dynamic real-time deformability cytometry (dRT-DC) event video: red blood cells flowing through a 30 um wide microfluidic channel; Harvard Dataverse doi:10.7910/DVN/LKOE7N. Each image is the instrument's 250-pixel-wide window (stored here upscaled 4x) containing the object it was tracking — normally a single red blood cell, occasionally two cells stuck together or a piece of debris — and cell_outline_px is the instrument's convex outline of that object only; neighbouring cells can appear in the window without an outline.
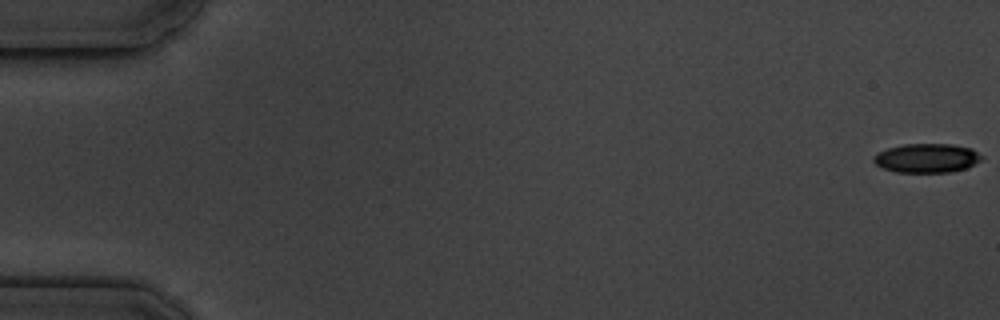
{"species": "common noctule bat (a hibernating species)", "species_latin": "Nyctalus noctula", "temperature_condition": "cold", "stored_images_in_passage": 17, "camera_frame_rate_fps": 3000, "um_per_image_px": 0.085, "animal": {"sex": "male", "body_mass_g": 19.5, "forearm_length_mm": 54.6}, "frame": {"image": 1, "passage_image": 1, "time_ms": 0.0, "image_size_px": [1000, 320], "cell_outline_px": [[984, 156], [980, 160], [968, 168], [952, 172], [896, 172], [884, 168], [876, 164], [872, 160], [872, 156], [876, 152], [888, 148], [904, 144], [952, 144], [972, 148]], "centroid_in_image_um": [78.78, 13.43], "position_along_channel_um": 6.2, "area_um2": 18.5}}
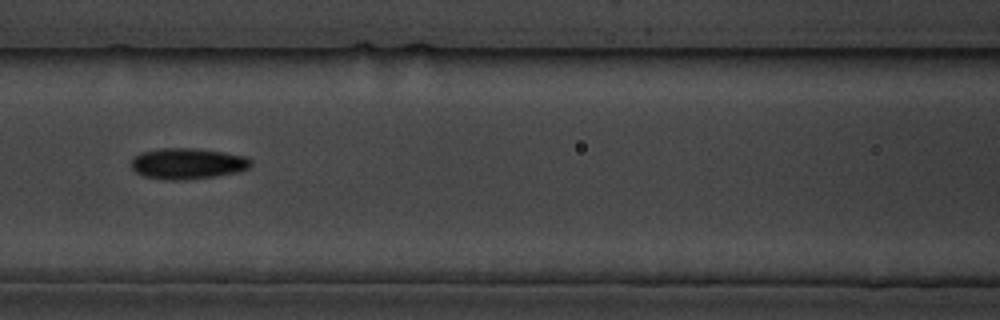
{"frame": {"image": 2, "passage_image": 8, "time_ms": 8.333, "image_size_px": [1000, 320], "cell_outline_px": [[252, 164], [248, 168], [236, 172], [216, 176], [184, 180], [164, 180], [144, 176], [136, 172], [132, 168], [132, 156], [140, 152], [160, 148], [196, 148], [224, 152], [244, 156], [252, 160]], "centroid_in_image_um": [15.92, 13.9], "position_along_channel_um": 150.7, "area_um2": 21.73}}
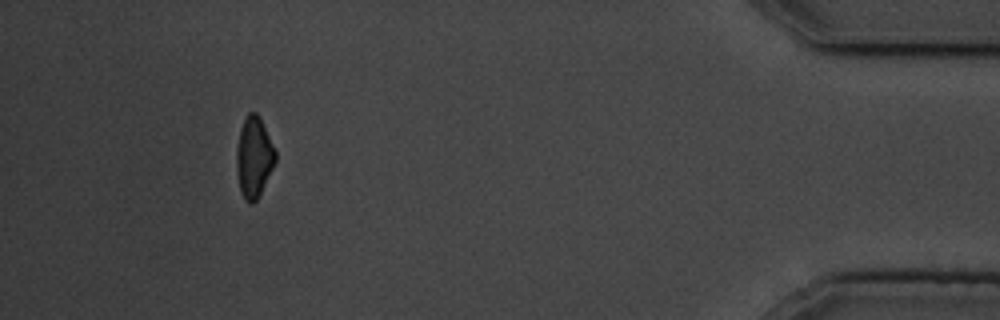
{"frame": {"image": 3, "passage_image": 16, "time_ms": 17.333, "image_size_px": [1000, 320], "cell_outline_px": [[276, 160], [256, 200], [252, 204], [248, 204], [244, 200], [240, 192], [236, 164], [236, 152], [240, 132], [244, 120], [248, 112], [256, 112], [276, 152]], "centroid_in_image_um": [21.56, 13.4], "position_along_channel_um": 413.6, "area_um2": 17.74}, "authors_computed_cell_mechanics": {"area_um2": 19.652, "velocity_mm_per_s": 3.5813, "shape_relaxation_time_tau1_ms": 1.6265, "shape_relaxation_time_tau2_ms": null, "deformation_change_tau1": 0.0735, "deformation_change_tau2": null}}